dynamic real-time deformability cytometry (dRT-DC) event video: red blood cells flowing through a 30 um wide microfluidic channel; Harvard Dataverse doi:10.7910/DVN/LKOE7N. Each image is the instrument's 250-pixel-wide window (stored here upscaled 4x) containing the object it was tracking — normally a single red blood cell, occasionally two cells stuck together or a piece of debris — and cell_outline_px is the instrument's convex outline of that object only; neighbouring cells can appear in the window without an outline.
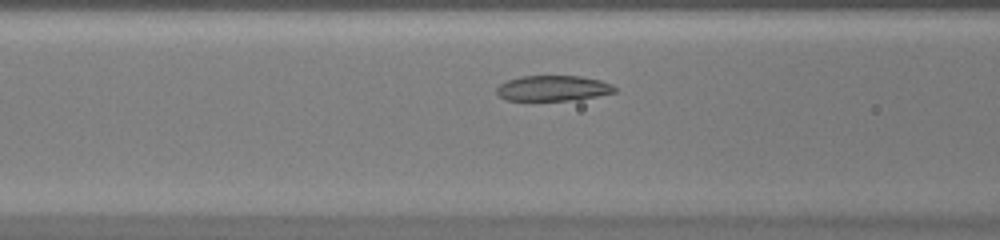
{"species": "common noctule bat (a hibernating species)", "species_latin": "Nyctalus noctula", "temperature_condition": "warm", "stored_images_in_passage": 38, "camera_frame_rate_fps": 3000, "um_per_image_px": 0.085, "animal": {"sex": "female", "body_mass_g": 20.0, "forearm_length_mm": 54.0}, "frame": {"image": 1, "passage_image": 9, "time_ms": 2.667, "image_size_px": [1000, 240], "cell_outline_px": [[616, 92], [596, 96], [568, 100], [504, 100], [496, 92], [496, 88], [500, 84], [508, 80], [520, 76], [580, 76], [600, 80], [612, 84], [616, 88]], "centroid_in_image_um": [46.99, 7.49], "position_along_channel_um": 119.6, "area_um2": 17.4}}
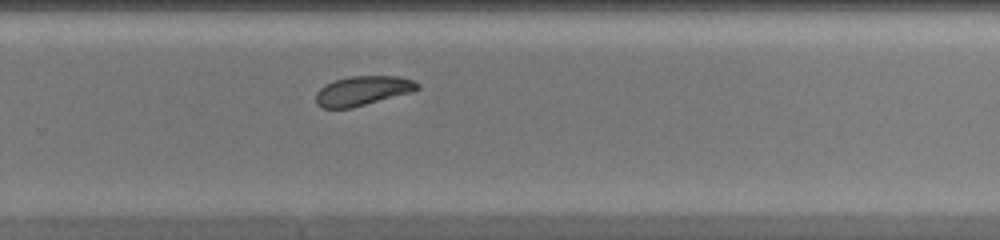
{"frame": {"image": 2, "passage_image": 22, "time_ms": 7.0, "image_size_px": [1000, 240], "cell_outline_px": [[420, 88], [412, 92], [352, 108], [324, 108], [316, 104], [316, 92], [324, 84], [348, 76], [396, 76], [412, 80], [420, 84]], "centroid_in_image_um": [30.82, 7.71], "position_along_channel_um": 299.0, "area_um2": 17.46}}
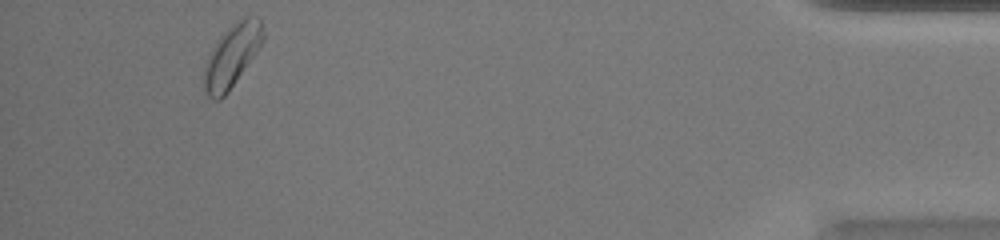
{"frame": {"image": 3, "passage_image": 35, "time_ms": 11.333, "image_size_px": [1000, 240], "cell_outline_px": [[264, 36], [256, 52], [228, 92], [220, 100], [212, 100], [204, 92], [204, 68], [208, 56], [216, 40], [232, 24], [244, 16], [256, 16], [260, 20], [264, 32]], "centroid_in_image_um": [19.69, 4.74], "position_along_channel_um": 415.5, "area_um2": 21.33}, "authors_computed_cell_mechanics": {"area_um2": 18.3804, "velocity_mm_per_s": 4.1498, "shape_relaxation_time_tau1_ms": 3.0456, "shape_relaxation_time_tau2_ms": 1.9961, "deformation_change_tau1": 0.117, "deformation_change_tau2": 0.0573}}